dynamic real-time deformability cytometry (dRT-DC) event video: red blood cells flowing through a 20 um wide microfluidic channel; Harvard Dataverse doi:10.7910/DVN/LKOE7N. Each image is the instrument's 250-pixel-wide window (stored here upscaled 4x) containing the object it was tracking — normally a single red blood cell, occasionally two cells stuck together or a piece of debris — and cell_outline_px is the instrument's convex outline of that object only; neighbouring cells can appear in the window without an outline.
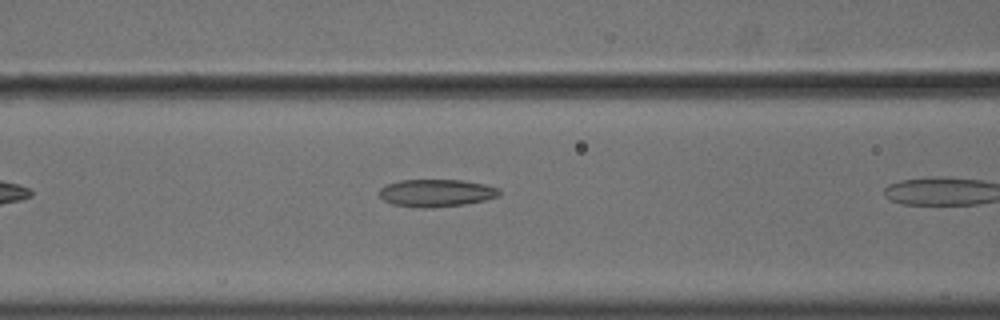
{"species": "common noctule bat (a hibernating species)", "species_latin": "Nyctalus noctula", "temperature_condition": "cold", "stored_images_in_passage": 6, "camera_frame_rate_fps": 3000, "um_per_image_px": 0.085, "animal": {"sex": "male", "body_mass_g": 18.8}, "frame": {"image": 1, "passage_image": 5, "time_ms": 1.333, "image_size_px": [1000, 320], "cell_outline_px": [[500, 192], [496, 196], [484, 200], [464, 204], [424, 208], [392, 204], [384, 200], [380, 196], [380, 188], [388, 184], [400, 180], [464, 180], [484, 184], [500, 188]], "centroid_in_image_um": [37.08, 16.39], "position_along_channel_um": 129.5, "area_um2": 18.96}}